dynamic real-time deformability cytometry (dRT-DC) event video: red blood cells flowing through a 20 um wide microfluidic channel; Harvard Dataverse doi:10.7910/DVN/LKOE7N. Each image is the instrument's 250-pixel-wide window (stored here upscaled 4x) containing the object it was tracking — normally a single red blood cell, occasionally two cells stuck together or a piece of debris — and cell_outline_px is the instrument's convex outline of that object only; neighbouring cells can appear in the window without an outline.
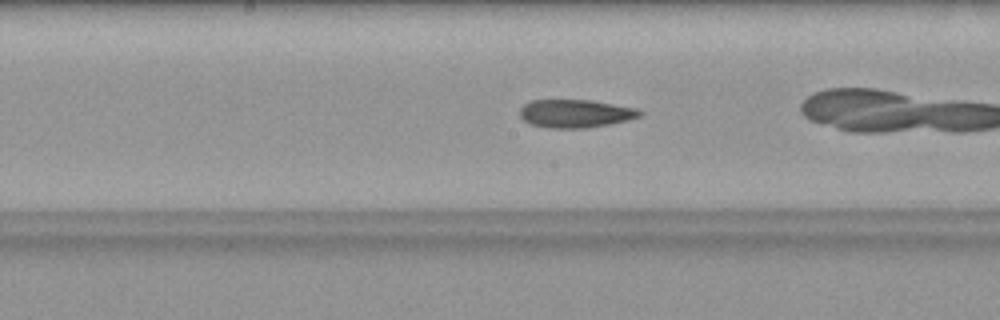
{"species": "common noctule bat (a hibernating species)", "species_latin": "Nyctalus noctula", "temperature_condition": "warm", "stored_images_in_passage": 28, "camera_frame_rate_fps": 3000, "um_per_image_px": 0.085, "animal": {"sex": "female", "body_mass_g": 19.9}, "frame": {"image": 1, "passage_image": 16, "time_ms": 5.0, "image_size_px": [1000, 320], "cell_outline_px": [[644, 112], [640, 116], [628, 120], [588, 128], [548, 128], [532, 124], [524, 120], [520, 116], [520, 108], [528, 100], [592, 100], [636, 108]], "centroid_in_image_um": [48.91, 9.64], "position_along_channel_um": 199.3, "area_um2": 19.71}}